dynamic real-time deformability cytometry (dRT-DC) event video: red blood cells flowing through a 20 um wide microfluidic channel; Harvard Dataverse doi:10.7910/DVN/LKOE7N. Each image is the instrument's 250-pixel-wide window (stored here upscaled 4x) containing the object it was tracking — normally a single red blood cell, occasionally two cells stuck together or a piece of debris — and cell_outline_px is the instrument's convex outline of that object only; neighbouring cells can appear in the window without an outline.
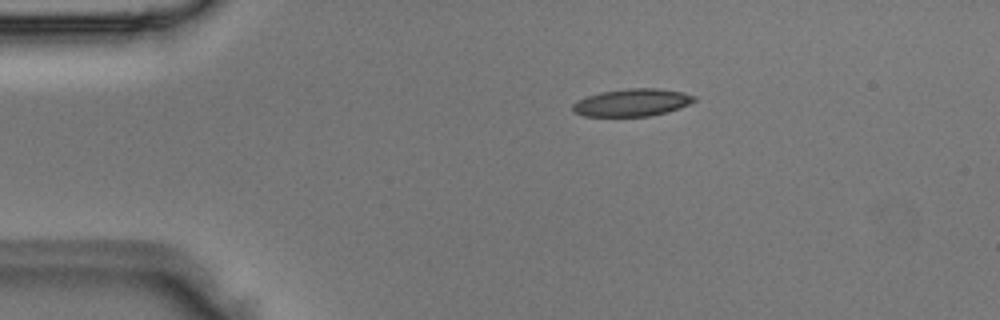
{"species": "Egyptian fruit bat (a non-hibernating species)", "species_latin": "Rousettus aegyptiacus", "temperature_condition": "room temperature", "stored_images_in_passage": 3, "camera_frame_rate_fps": 3000, "um_per_image_px": 0.085, "animal": {"sex": "male"}, "frame": {"image": 1, "passage_image": 2, "time_ms": 0.333, "image_size_px": [1000, 320], "cell_outline_px": [[696, 100], [680, 108], [668, 112], [648, 116], [584, 116], [572, 112], [572, 104], [588, 96], [600, 92], [628, 88], [656, 88], [684, 92], [696, 96]], "centroid_in_image_um": [53.74, 8.71], "position_along_channel_um": 31.3, "area_um2": 19.48}}